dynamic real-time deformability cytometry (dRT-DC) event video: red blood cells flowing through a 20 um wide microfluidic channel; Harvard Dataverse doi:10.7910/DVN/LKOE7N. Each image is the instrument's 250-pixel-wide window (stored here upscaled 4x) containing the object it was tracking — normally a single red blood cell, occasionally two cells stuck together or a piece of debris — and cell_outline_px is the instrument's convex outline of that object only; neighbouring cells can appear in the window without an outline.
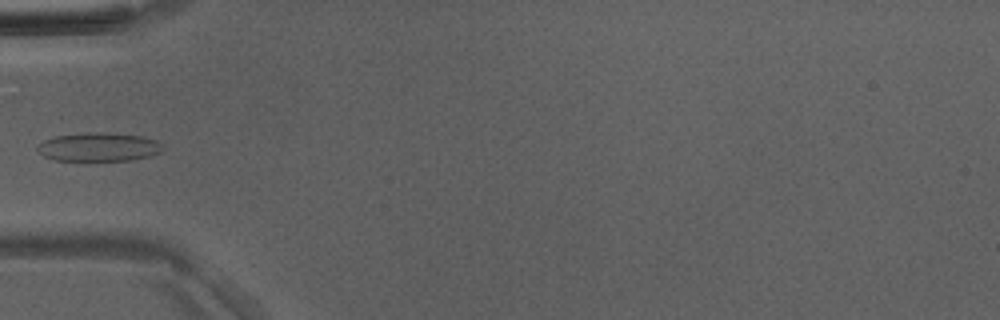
{"species": "Egyptian fruit bat (a non-hibernating species)", "species_latin": "Rousettus aegyptiacus", "temperature_condition": "room temperature", "stored_images_in_passage": 6, "camera_frame_rate_fps": 3000, "um_per_image_px": 0.085, "animal": {"sex": "male"}, "frame": {"image": 1, "passage_image": 5, "time_ms": 4.667, "image_size_px": [1000, 320], "cell_outline_px": [[164, 148], [160, 152], [148, 156], [132, 160], [56, 160], [44, 156], [36, 148], [36, 144], [44, 140], [56, 136], [96, 132], [144, 136], [156, 140], [164, 144]], "centroid_in_image_um": [8.41, 12.49], "position_along_channel_um": 76.6, "area_um2": 20.75}}